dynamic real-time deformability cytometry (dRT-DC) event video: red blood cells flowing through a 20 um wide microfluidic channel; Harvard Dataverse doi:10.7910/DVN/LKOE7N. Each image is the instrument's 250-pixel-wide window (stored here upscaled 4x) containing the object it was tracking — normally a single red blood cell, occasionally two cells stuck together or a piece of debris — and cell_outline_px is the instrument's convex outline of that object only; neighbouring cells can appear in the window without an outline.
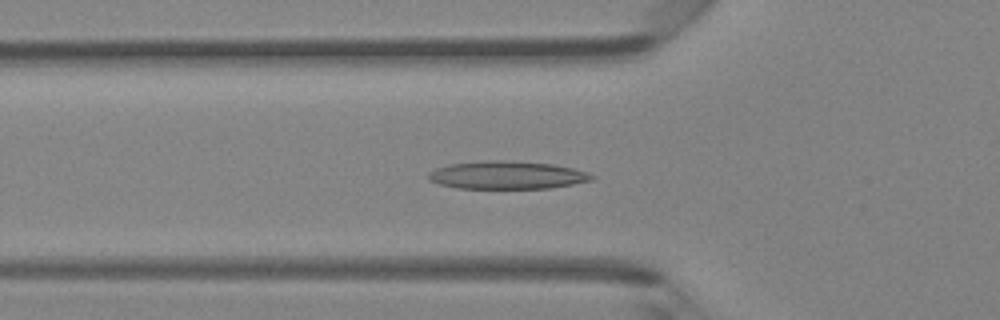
{"species": "Egyptian fruit bat (a non-hibernating species)", "species_latin": "Rousettus aegyptiacus", "temperature_condition": "room temperature", "stored_images_in_passage": 34, "camera_frame_rate_fps": 3000, "um_per_image_px": 0.085, "animal": {"sex": "female"}, "frame": {"image": 1, "passage_image": 4, "time_ms": 1.0, "image_size_px": [1000, 320], "cell_outline_px": [[596, 176], [592, 180], [552, 188], [456, 188], [440, 184], [428, 180], [428, 172], [436, 168], [448, 164], [488, 160], [504, 160], [552, 164], [572, 168], [588, 172]], "centroid_in_image_um": [43.08, 14.88], "position_along_channel_um": 82.7, "area_um2": 26.59}}
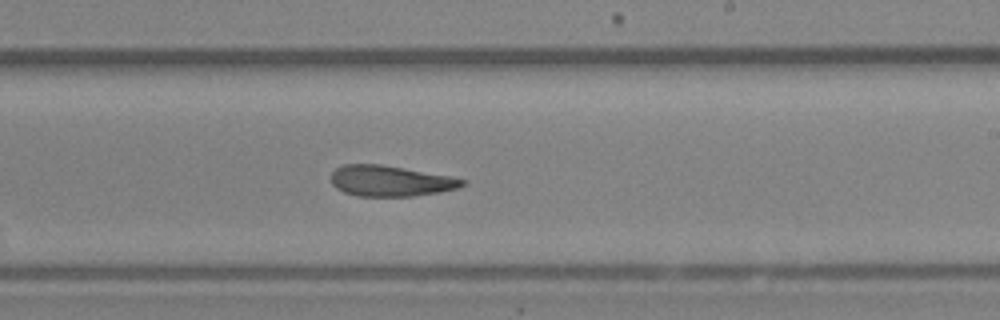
{"frame": {"image": 2, "passage_image": 16, "time_ms": 5.0, "image_size_px": [1000, 320], "cell_outline_px": [[468, 180], [464, 184], [456, 188], [440, 192], [412, 196], [356, 196], [344, 192], [336, 188], [332, 184], [332, 172], [336, 168], [344, 164], [380, 164], [404, 168], [448, 176]], "centroid_in_image_um": [33.15, 15.38], "position_along_channel_um": 255.8, "area_um2": 23.35}}
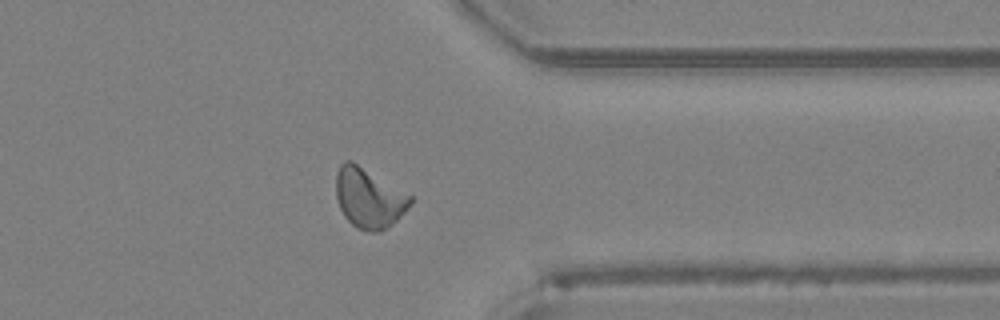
{"frame": {"image": 3, "passage_image": 25, "time_ms": 8.0, "image_size_px": [1000, 320], "cell_outline_px": [[412, 204], [396, 220], [380, 232], [372, 232], [356, 228], [344, 216], [340, 208], [336, 196], [336, 172], [340, 164], [344, 160], [352, 160], [412, 196]], "centroid_in_image_um": [31.33, 16.82], "position_along_channel_um": 380.1, "area_um2": 25.89}, "authors_computed_cell_mechanics": {"area_um2": 24.3049, "velocity_mm_per_s": 4.3406, "shape_relaxation_time_tau1_ms": 8.9009, "shape_relaxation_time_tau2_ms": 3.8681, "deformation_change_tau1": 0.2558, "deformation_change_tau2": 0.1173}}